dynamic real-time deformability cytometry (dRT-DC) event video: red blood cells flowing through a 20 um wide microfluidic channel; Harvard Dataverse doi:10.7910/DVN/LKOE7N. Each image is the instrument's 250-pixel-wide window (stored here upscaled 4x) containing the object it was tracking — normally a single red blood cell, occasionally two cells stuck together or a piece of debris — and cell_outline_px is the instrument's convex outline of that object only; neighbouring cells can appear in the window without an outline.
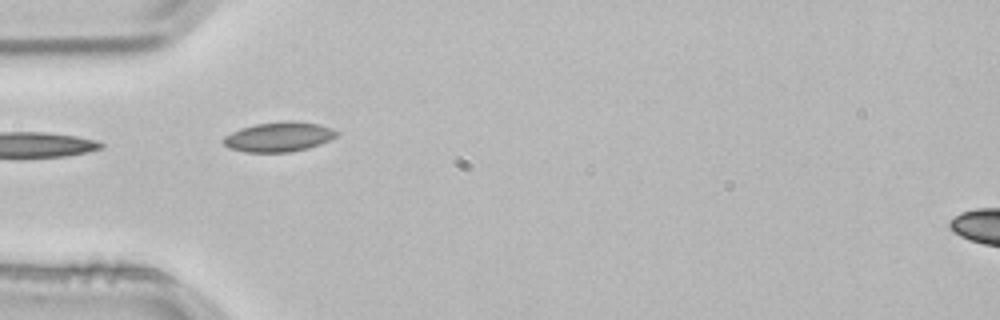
{"species": "common noctule bat (a hibernating species)", "species_latin": "Nyctalus noctula", "temperature_condition": "room temperature", "stored_images_in_passage": 4, "camera_frame_rate_fps": 3000, "um_per_image_px": 0.085, "animal": {"sex": "male", "body_mass_g": 21.5, "forearm_length_mm": 52.0}, "frame": {"image": 1, "passage_image": 4, "time_ms": 1.0, "image_size_px": [1000, 320], "cell_outline_px": [[340, 132], [336, 136], [320, 144], [308, 148], [288, 152], [244, 152], [228, 148], [220, 140], [224, 136], [240, 128], [256, 124], [284, 120], [296, 120], [320, 124], [332, 128]], "centroid_in_image_um": [23.69, 11.62], "position_along_channel_um": 61.3, "area_um2": 19.88}}